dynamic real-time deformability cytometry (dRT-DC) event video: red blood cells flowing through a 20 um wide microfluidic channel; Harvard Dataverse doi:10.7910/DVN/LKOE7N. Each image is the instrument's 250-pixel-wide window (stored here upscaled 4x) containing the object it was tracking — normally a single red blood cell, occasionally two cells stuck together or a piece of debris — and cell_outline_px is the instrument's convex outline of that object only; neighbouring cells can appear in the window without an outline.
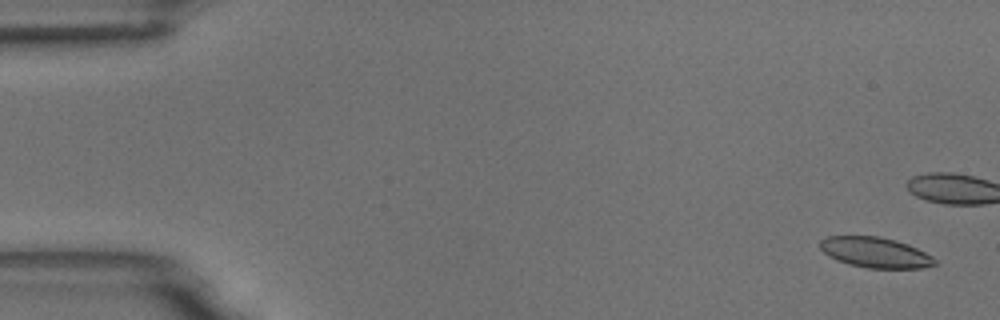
{"species": "common noctule bat (a hibernating species)", "species_latin": "Nyctalus noctula", "temperature_condition": "room temperature", "stored_images_in_passage": 7, "camera_frame_rate_fps": 3000, "um_per_image_px": 0.085, "animal": {"sex": "male", "body_mass_g": 18.8}, "frame": {"image": 1, "passage_image": 1, "time_ms": 0.0, "image_size_px": [1000, 320], "cell_outline_px": [[936, 264], [920, 268], [868, 268], [848, 264], [836, 260], [828, 256], [820, 248], [820, 240], [824, 236], [880, 236], [896, 240], [908, 244], [932, 256], [936, 260]], "centroid_in_image_um": [74.36, 21.45], "position_along_channel_um": 10.6, "area_um2": 20.4}}
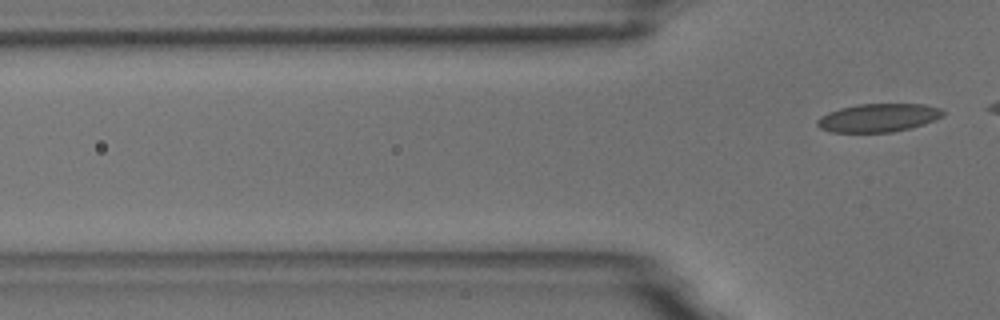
{"frame": {"image": 2, "passage_image": 7, "time_ms": 8.0, "image_size_px": [1000, 320], "cell_outline_px": [[944, 116], [936, 120], [924, 124], [892, 132], [832, 132], [820, 128], [816, 124], [816, 120], [820, 116], [828, 112], [840, 108], [860, 104], [924, 104], [940, 108], [944, 112]], "centroid_in_image_um": [74.66, 10.01], "position_along_channel_um": 51.1, "area_um2": 20.75}}